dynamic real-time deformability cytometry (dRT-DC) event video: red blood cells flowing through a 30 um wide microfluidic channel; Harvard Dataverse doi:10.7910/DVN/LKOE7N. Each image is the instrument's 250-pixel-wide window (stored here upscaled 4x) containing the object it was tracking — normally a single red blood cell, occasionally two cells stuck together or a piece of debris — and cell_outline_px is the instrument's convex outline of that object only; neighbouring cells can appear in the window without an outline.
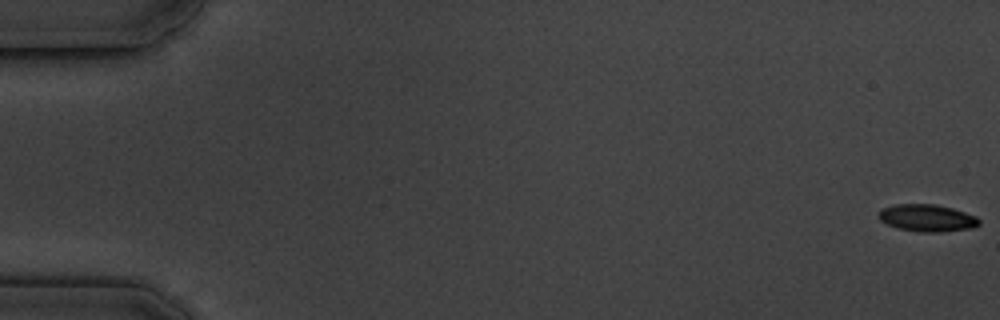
{"species": "common noctule bat (a hibernating species)", "species_latin": "Nyctalus noctula", "temperature_condition": "cold", "stored_images_in_passage": 7, "segment_of_instrument_passage": [1, 2], "camera_frame_rate_fps": 3000, "um_per_image_px": 0.085, "animal": {"sex": "male", "body_mass_g": 19.5, "forearm_length_mm": 54.6}, "frame": {"image": 1, "passage_image": 1, "time_ms": 0.0, "image_size_px": [1000, 320], "cell_outline_px": [[980, 224], [972, 228], [940, 232], [916, 232], [900, 228], [888, 224], [880, 220], [880, 208], [896, 204], [936, 204], [952, 208], [976, 216], [980, 220]], "centroid_in_image_um": [78.82, 18.52], "position_along_channel_um": 6.2, "area_um2": 15.84}}